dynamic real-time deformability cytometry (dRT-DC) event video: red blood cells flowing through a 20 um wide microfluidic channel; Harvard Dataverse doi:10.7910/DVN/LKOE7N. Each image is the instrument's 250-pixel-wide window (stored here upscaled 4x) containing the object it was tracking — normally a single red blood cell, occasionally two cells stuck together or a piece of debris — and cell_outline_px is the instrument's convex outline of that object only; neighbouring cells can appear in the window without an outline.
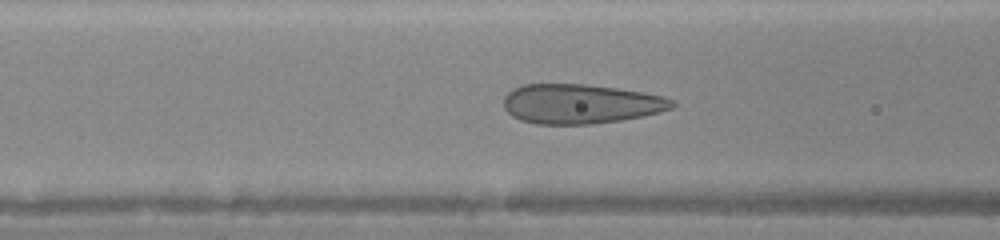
{"species": "human", "species_latin": "Homo sapiens", "temperature_condition": "warm", "stored_images_in_passage": 46, "camera_frame_rate_fps": 3000, "um_per_image_px": 0.085, "donor": {"sex": "female"}, "frame": {"image": 1, "passage_image": 18, "time_ms": 5.667, "image_size_px": [1000, 240], "cell_outline_px": [[676, 104], [672, 108], [660, 112], [620, 120], [588, 124], [536, 124], [520, 120], [512, 116], [504, 108], [504, 96], [512, 88], [524, 84], [584, 84], [616, 88], [664, 96], [672, 100]], "centroid_in_image_um": [49.31, 8.82], "position_along_channel_um": 117.3, "area_um2": 38.73}}
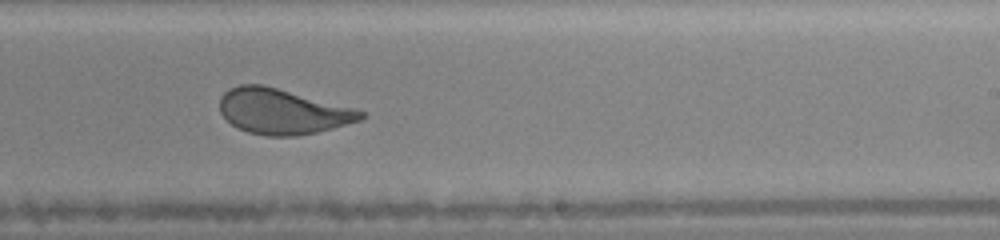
{"frame": {"image": 2, "passage_image": 28, "time_ms": 9.0, "image_size_px": [1000, 240], "cell_outline_px": [[364, 116], [360, 120], [332, 128], [316, 132], [296, 136], [264, 136], [248, 132], [236, 128], [220, 112], [220, 96], [228, 88], [240, 84], [264, 84], [356, 108], [364, 112]], "centroid_in_image_um": [23.98, 9.46], "position_along_channel_um": 265.0, "area_um2": 37.45}}
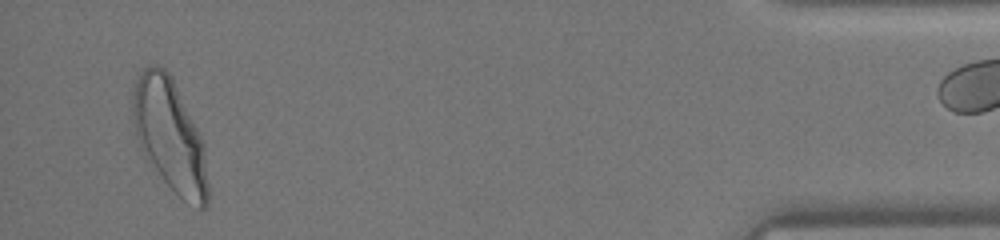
{"frame": {"image": 3, "passage_image": 43, "time_ms": 14.0, "image_size_px": [1000, 240], "cell_outline_px": [[208, 204], [204, 208], [200, 208], [184, 200], [164, 180], [140, 144], [136, 136], [132, 112], [132, 96], [136, 76], [144, 68], [152, 64], [156, 64], [164, 68], [172, 76], [204, 144], [208, 184]], "centroid_in_image_um": [14.44, 11.44], "position_along_channel_um": 420.8, "area_um2": 48.26}}